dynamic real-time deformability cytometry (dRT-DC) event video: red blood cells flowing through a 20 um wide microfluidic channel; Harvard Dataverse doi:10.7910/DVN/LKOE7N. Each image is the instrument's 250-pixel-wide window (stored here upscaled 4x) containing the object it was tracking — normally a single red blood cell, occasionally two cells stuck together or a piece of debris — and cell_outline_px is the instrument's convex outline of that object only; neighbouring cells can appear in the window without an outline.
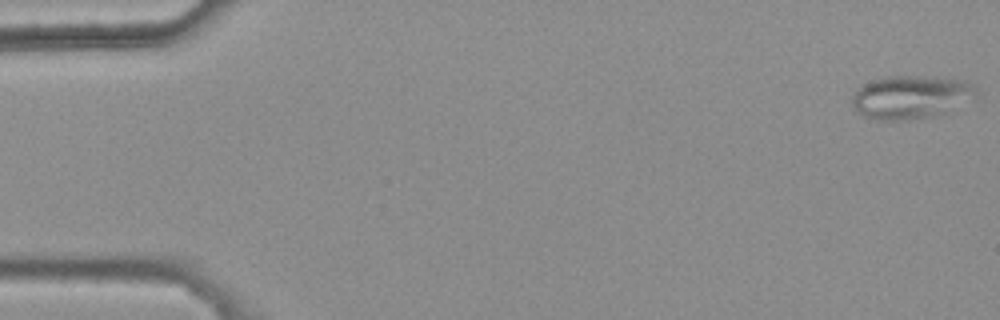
{"species": "common noctule bat (a hibernating species)", "species_latin": "Nyctalus noctula", "temperature_condition": "warm", "stored_images_in_passage": 48, "camera_frame_rate_fps": 3000, "um_per_image_px": 0.085, "animal": {"sex": "female", "body_mass_g": 25.1}, "frame": {"image": 1, "passage_image": 1, "time_ms": 0.0, "image_size_px": [1000, 320], "cell_outline_px": [[976, 100], [948, 112], [932, 116], [908, 120], [876, 120], [864, 116], [852, 104], [852, 96], [856, 88], [872, 80], [888, 76], [924, 76], [968, 80], [976, 84]], "centroid_in_image_um": [77.51, 8.24], "position_along_channel_um": 7.5, "area_um2": 31.91}}
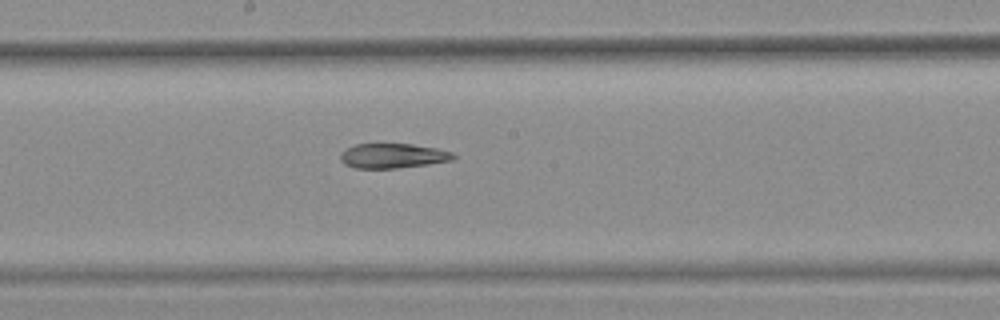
{"frame": {"image": 2, "passage_image": 29, "time_ms": 9.333, "image_size_px": [1000, 320], "cell_outline_px": [[456, 156], [452, 160], [428, 164], [396, 168], [352, 168], [344, 164], [340, 160], [340, 152], [356, 144], [412, 144], [436, 148], [452, 152]], "centroid_in_image_um": [33.36, 13.25], "position_along_channel_um": 214.8, "area_um2": 16.24}}
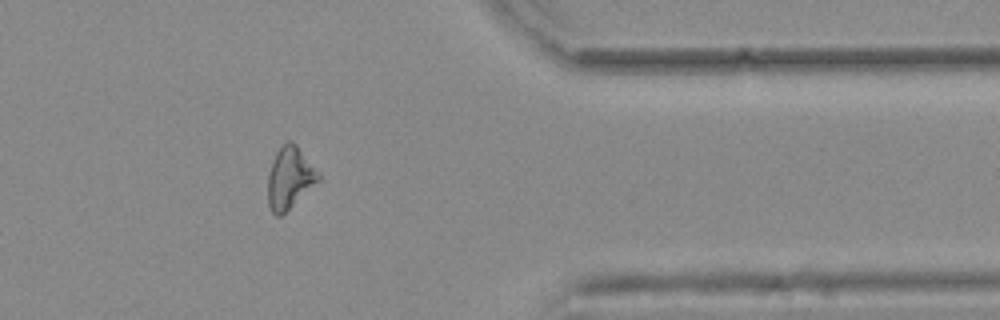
{"frame": {"image": 3, "passage_image": 44, "time_ms": 14.333, "image_size_px": [1000, 320], "cell_outline_px": [[320, 180], [280, 216], [276, 216], [272, 212], [268, 204], [268, 176], [272, 160], [276, 152], [288, 140], [292, 140], [296, 144], [320, 172]], "centroid_in_image_um": [24.63, 15.09], "position_along_channel_um": 386.8, "area_um2": 18.09}}